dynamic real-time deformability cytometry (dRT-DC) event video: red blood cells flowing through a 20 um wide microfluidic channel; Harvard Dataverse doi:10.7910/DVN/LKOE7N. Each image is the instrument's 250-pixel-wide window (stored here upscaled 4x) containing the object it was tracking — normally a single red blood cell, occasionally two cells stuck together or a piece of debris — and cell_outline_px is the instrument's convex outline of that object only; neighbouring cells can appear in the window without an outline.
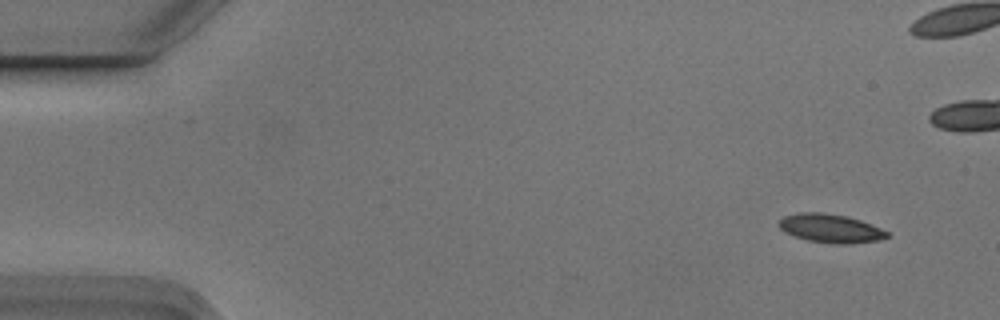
{"species": "Egyptian fruit bat (a non-hibernating species)", "species_latin": "Rousettus aegyptiacus", "temperature_condition": "cold", "stored_images_in_passage": 6, "camera_frame_rate_fps": 3000, "um_per_image_px": 0.085, "animal": {"sex": "male"}, "frame": {"image": 1, "passage_image": 1, "time_ms": 0.0, "image_size_px": [1000, 320], "cell_outline_px": [[892, 236], [876, 240], [848, 244], [832, 244], [808, 240], [784, 232], [776, 224], [784, 216], [800, 212], [824, 212], [844, 216], [860, 220], [872, 224], [888, 232]], "centroid_in_image_um": [70.58, 19.41], "position_along_channel_um": 14.4, "area_um2": 18.03}}